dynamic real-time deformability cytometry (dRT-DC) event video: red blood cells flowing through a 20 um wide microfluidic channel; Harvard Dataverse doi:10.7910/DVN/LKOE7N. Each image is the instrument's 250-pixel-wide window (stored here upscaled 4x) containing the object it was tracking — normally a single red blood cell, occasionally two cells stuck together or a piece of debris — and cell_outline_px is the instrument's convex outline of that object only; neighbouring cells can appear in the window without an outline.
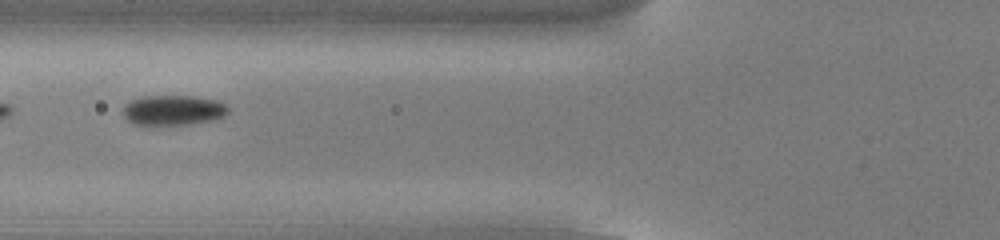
{"species": "common noctule bat (a hibernating species)", "species_latin": "Nyctalus noctula", "temperature_condition": "cold", "stored_images_in_passage": 12, "camera_frame_rate_fps": 3000, "um_per_image_px": 0.085, "animal": {"sex": "male", "body_mass_g": 13.0, "forearm_length_mm": 53.1}, "frame": {"image": 1, "passage_image": 4, "time_ms": 1.0, "image_size_px": [1000, 240], "cell_outline_px": [[228, 112], [224, 116], [216, 120], [188, 124], [148, 128], [132, 124], [124, 116], [124, 104], [132, 100], [144, 96], [196, 96], [216, 100], [224, 104], [228, 108]], "centroid_in_image_um": [14.68, 9.41], "position_along_channel_um": 111.1, "area_um2": 19.13}}
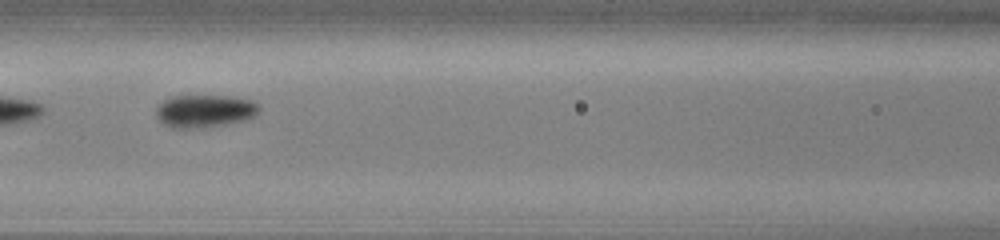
{"frame": {"image": 2, "passage_image": 7, "time_ms": 2.0, "image_size_px": [1000, 240], "cell_outline_px": [[260, 108], [252, 116], [244, 120], [204, 128], [172, 128], [164, 124], [156, 116], [156, 108], [164, 100], [172, 96], [232, 96], [252, 100]], "centroid_in_image_um": [17.36, 9.44], "position_along_channel_um": 149.2, "area_um2": 19.48}}